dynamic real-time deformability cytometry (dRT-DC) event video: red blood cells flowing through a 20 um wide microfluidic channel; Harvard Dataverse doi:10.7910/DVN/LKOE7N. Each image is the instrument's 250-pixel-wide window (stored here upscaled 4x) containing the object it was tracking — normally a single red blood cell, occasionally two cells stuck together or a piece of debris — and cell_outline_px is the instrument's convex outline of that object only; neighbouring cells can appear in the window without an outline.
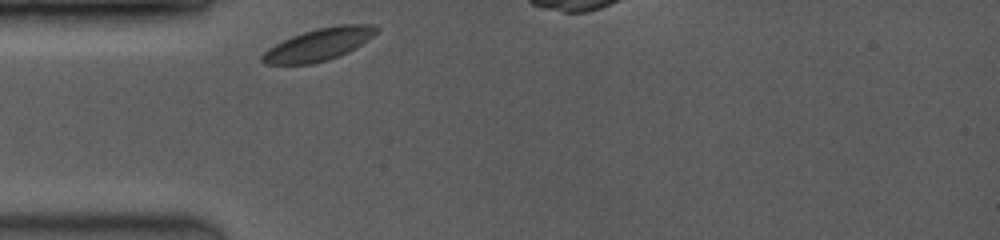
{"species": "common noctule bat (a hibernating species)", "species_latin": "Nyctalus noctula", "temperature_condition": "room temperature", "stored_images_in_passage": 7, "camera_frame_rate_fps": 3500, "um_per_image_px": 0.085, "animal": {"sex": "female", "body_mass_g": 19.0, "forearm_length_mm": 53.3}, "frame": {"image": 1, "passage_image": 1, "time_ms": 0.0, "image_size_px": [1000, 240], "cell_outline_px": [[380, 28], [368, 40], [356, 48], [348, 52], [328, 60], [312, 64], [264, 64], [260, 60], [260, 56], [268, 48], [292, 36], [316, 28], [340, 24], [372, 24]], "centroid_in_image_um": [27.1, 3.78], "position_along_channel_um": 57.9, "area_um2": 21.5}}
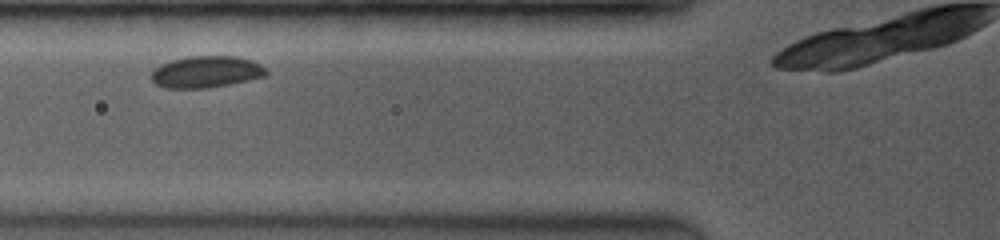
{"frame": {"image": 2, "passage_image": 3, "time_ms": 1.429, "image_size_px": [1000, 240], "cell_outline_px": [[268, 76], [228, 84], [204, 88], [164, 88], [156, 84], [152, 80], [152, 72], [160, 64], [172, 60], [188, 56], [236, 56], [252, 60], [260, 64], [268, 72]], "centroid_in_image_um": [17.54, 6.1], "position_along_channel_um": 108.3, "area_um2": 21.15}}
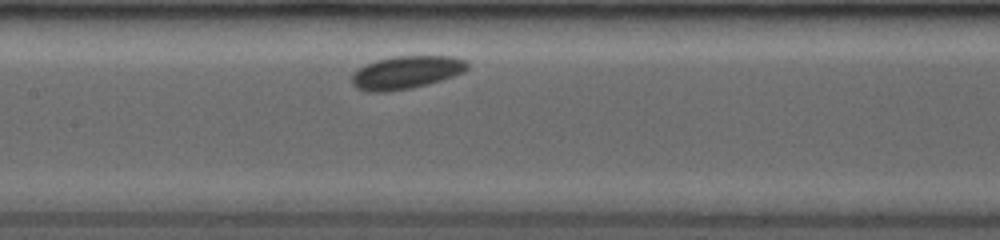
{"frame": {"image": 3, "passage_image": 6, "time_ms": 3.143, "image_size_px": [1000, 240], "cell_outline_px": [[468, 68], [464, 72], [428, 84], [412, 88], [388, 92], [368, 92], [356, 88], [352, 84], [352, 72], [376, 60], [392, 56], [452, 56], [464, 60], [468, 64]], "centroid_in_image_um": [34.5, 6.16], "position_along_channel_um": 172.9, "area_um2": 22.2}}